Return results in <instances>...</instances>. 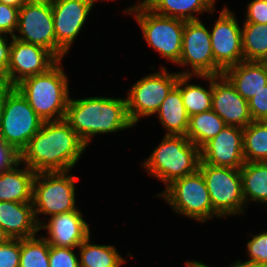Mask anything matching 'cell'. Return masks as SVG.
Instances as JSON below:
<instances>
[{
  "instance_id": "e575fe53",
  "label": "cell",
  "mask_w": 267,
  "mask_h": 267,
  "mask_svg": "<svg viewBox=\"0 0 267 267\" xmlns=\"http://www.w3.org/2000/svg\"><path fill=\"white\" fill-rule=\"evenodd\" d=\"M253 121H267V85L248 100Z\"/></svg>"
},
{
  "instance_id": "603a6c76",
  "label": "cell",
  "mask_w": 267,
  "mask_h": 267,
  "mask_svg": "<svg viewBox=\"0 0 267 267\" xmlns=\"http://www.w3.org/2000/svg\"><path fill=\"white\" fill-rule=\"evenodd\" d=\"M163 126L165 135L186 136L189 116L182 101L181 91L175 86L155 113Z\"/></svg>"
},
{
  "instance_id": "f6af8a7d",
  "label": "cell",
  "mask_w": 267,
  "mask_h": 267,
  "mask_svg": "<svg viewBox=\"0 0 267 267\" xmlns=\"http://www.w3.org/2000/svg\"><path fill=\"white\" fill-rule=\"evenodd\" d=\"M9 239V236L0 227V245L6 243Z\"/></svg>"
},
{
  "instance_id": "484cf974",
  "label": "cell",
  "mask_w": 267,
  "mask_h": 267,
  "mask_svg": "<svg viewBox=\"0 0 267 267\" xmlns=\"http://www.w3.org/2000/svg\"><path fill=\"white\" fill-rule=\"evenodd\" d=\"M90 237L77 248L80 267H122L127 262L116 246L93 244Z\"/></svg>"
},
{
  "instance_id": "74e56055",
  "label": "cell",
  "mask_w": 267,
  "mask_h": 267,
  "mask_svg": "<svg viewBox=\"0 0 267 267\" xmlns=\"http://www.w3.org/2000/svg\"><path fill=\"white\" fill-rule=\"evenodd\" d=\"M18 160V154L0 139V172Z\"/></svg>"
},
{
  "instance_id": "e0dca14e",
  "label": "cell",
  "mask_w": 267,
  "mask_h": 267,
  "mask_svg": "<svg viewBox=\"0 0 267 267\" xmlns=\"http://www.w3.org/2000/svg\"><path fill=\"white\" fill-rule=\"evenodd\" d=\"M90 229L80 208L52 215L39 225V231L46 230L47 236H41L50 245L69 248H78L91 234Z\"/></svg>"
},
{
  "instance_id": "b9f144b4",
  "label": "cell",
  "mask_w": 267,
  "mask_h": 267,
  "mask_svg": "<svg viewBox=\"0 0 267 267\" xmlns=\"http://www.w3.org/2000/svg\"><path fill=\"white\" fill-rule=\"evenodd\" d=\"M0 3H4L6 5L20 9L25 3H27V0H0Z\"/></svg>"
},
{
  "instance_id": "7c38bea8",
  "label": "cell",
  "mask_w": 267,
  "mask_h": 267,
  "mask_svg": "<svg viewBox=\"0 0 267 267\" xmlns=\"http://www.w3.org/2000/svg\"><path fill=\"white\" fill-rule=\"evenodd\" d=\"M97 1L102 0H57L52 5L58 60H64L73 47Z\"/></svg>"
},
{
  "instance_id": "d590c367",
  "label": "cell",
  "mask_w": 267,
  "mask_h": 267,
  "mask_svg": "<svg viewBox=\"0 0 267 267\" xmlns=\"http://www.w3.org/2000/svg\"><path fill=\"white\" fill-rule=\"evenodd\" d=\"M245 9L243 22L267 24V0H251Z\"/></svg>"
},
{
  "instance_id": "cb8c5ba5",
  "label": "cell",
  "mask_w": 267,
  "mask_h": 267,
  "mask_svg": "<svg viewBox=\"0 0 267 267\" xmlns=\"http://www.w3.org/2000/svg\"><path fill=\"white\" fill-rule=\"evenodd\" d=\"M194 77L206 80L208 87L194 82L190 84L189 81ZM176 87L181 91L182 101L189 117L212 109V76L179 75Z\"/></svg>"
},
{
  "instance_id": "9a60e30c",
  "label": "cell",
  "mask_w": 267,
  "mask_h": 267,
  "mask_svg": "<svg viewBox=\"0 0 267 267\" xmlns=\"http://www.w3.org/2000/svg\"><path fill=\"white\" fill-rule=\"evenodd\" d=\"M13 37L43 47L56 57L52 6L25 3L19 9L18 27Z\"/></svg>"
},
{
  "instance_id": "d6986e66",
  "label": "cell",
  "mask_w": 267,
  "mask_h": 267,
  "mask_svg": "<svg viewBox=\"0 0 267 267\" xmlns=\"http://www.w3.org/2000/svg\"><path fill=\"white\" fill-rule=\"evenodd\" d=\"M0 227L10 239L31 238L38 235L33 203L0 202Z\"/></svg>"
},
{
  "instance_id": "6da1fadb",
  "label": "cell",
  "mask_w": 267,
  "mask_h": 267,
  "mask_svg": "<svg viewBox=\"0 0 267 267\" xmlns=\"http://www.w3.org/2000/svg\"><path fill=\"white\" fill-rule=\"evenodd\" d=\"M87 147L65 119L44 121L18 159L36 174L69 171L75 168Z\"/></svg>"
},
{
  "instance_id": "2e32d148",
  "label": "cell",
  "mask_w": 267,
  "mask_h": 267,
  "mask_svg": "<svg viewBox=\"0 0 267 267\" xmlns=\"http://www.w3.org/2000/svg\"><path fill=\"white\" fill-rule=\"evenodd\" d=\"M200 162L240 169L245 163L243 128L226 125L200 148Z\"/></svg>"
},
{
  "instance_id": "f35d334b",
  "label": "cell",
  "mask_w": 267,
  "mask_h": 267,
  "mask_svg": "<svg viewBox=\"0 0 267 267\" xmlns=\"http://www.w3.org/2000/svg\"><path fill=\"white\" fill-rule=\"evenodd\" d=\"M15 87L9 85L7 82L0 80V125L4 112V104L7 98V95L14 89Z\"/></svg>"
},
{
  "instance_id": "5b68a950",
  "label": "cell",
  "mask_w": 267,
  "mask_h": 267,
  "mask_svg": "<svg viewBox=\"0 0 267 267\" xmlns=\"http://www.w3.org/2000/svg\"><path fill=\"white\" fill-rule=\"evenodd\" d=\"M163 198L174 213L205 224L213 218L222 219L214 210L202 173H195L175 179L163 191L156 193Z\"/></svg>"
},
{
  "instance_id": "7a4b0ae2",
  "label": "cell",
  "mask_w": 267,
  "mask_h": 267,
  "mask_svg": "<svg viewBox=\"0 0 267 267\" xmlns=\"http://www.w3.org/2000/svg\"><path fill=\"white\" fill-rule=\"evenodd\" d=\"M65 120L88 146L98 134H115L135 126L129 118L125 96L70 97Z\"/></svg>"
},
{
  "instance_id": "f546056e",
  "label": "cell",
  "mask_w": 267,
  "mask_h": 267,
  "mask_svg": "<svg viewBox=\"0 0 267 267\" xmlns=\"http://www.w3.org/2000/svg\"><path fill=\"white\" fill-rule=\"evenodd\" d=\"M49 249L40 234L21 239L20 267H49Z\"/></svg>"
},
{
  "instance_id": "f1b7e54d",
  "label": "cell",
  "mask_w": 267,
  "mask_h": 267,
  "mask_svg": "<svg viewBox=\"0 0 267 267\" xmlns=\"http://www.w3.org/2000/svg\"><path fill=\"white\" fill-rule=\"evenodd\" d=\"M244 60L267 61V24L242 23Z\"/></svg>"
},
{
  "instance_id": "7bdbcfd3",
  "label": "cell",
  "mask_w": 267,
  "mask_h": 267,
  "mask_svg": "<svg viewBox=\"0 0 267 267\" xmlns=\"http://www.w3.org/2000/svg\"><path fill=\"white\" fill-rule=\"evenodd\" d=\"M185 267H209L208 265L202 263L201 261L188 260L185 261Z\"/></svg>"
},
{
  "instance_id": "5bb4252c",
  "label": "cell",
  "mask_w": 267,
  "mask_h": 267,
  "mask_svg": "<svg viewBox=\"0 0 267 267\" xmlns=\"http://www.w3.org/2000/svg\"><path fill=\"white\" fill-rule=\"evenodd\" d=\"M58 61L49 50L12 37L8 69L1 80L15 87L27 77L45 73Z\"/></svg>"
},
{
  "instance_id": "7402d4cb",
  "label": "cell",
  "mask_w": 267,
  "mask_h": 267,
  "mask_svg": "<svg viewBox=\"0 0 267 267\" xmlns=\"http://www.w3.org/2000/svg\"><path fill=\"white\" fill-rule=\"evenodd\" d=\"M216 0H153L148 7L154 13L184 21L201 20L197 15L214 14Z\"/></svg>"
},
{
  "instance_id": "d4e9b609",
  "label": "cell",
  "mask_w": 267,
  "mask_h": 267,
  "mask_svg": "<svg viewBox=\"0 0 267 267\" xmlns=\"http://www.w3.org/2000/svg\"><path fill=\"white\" fill-rule=\"evenodd\" d=\"M240 174L246 208L250 202L267 208V162H245Z\"/></svg>"
},
{
  "instance_id": "3957f363",
  "label": "cell",
  "mask_w": 267,
  "mask_h": 267,
  "mask_svg": "<svg viewBox=\"0 0 267 267\" xmlns=\"http://www.w3.org/2000/svg\"><path fill=\"white\" fill-rule=\"evenodd\" d=\"M59 60L48 71L23 79L15 87L43 121L65 119L70 98L69 78Z\"/></svg>"
},
{
  "instance_id": "ee69618b",
  "label": "cell",
  "mask_w": 267,
  "mask_h": 267,
  "mask_svg": "<svg viewBox=\"0 0 267 267\" xmlns=\"http://www.w3.org/2000/svg\"><path fill=\"white\" fill-rule=\"evenodd\" d=\"M57 0H27L28 3L32 4H46V5H53Z\"/></svg>"
},
{
  "instance_id": "52a82bcc",
  "label": "cell",
  "mask_w": 267,
  "mask_h": 267,
  "mask_svg": "<svg viewBox=\"0 0 267 267\" xmlns=\"http://www.w3.org/2000/svg\"><path fill=\"white\" fill-rule=\"evenodd\" d=\"M128 14L134 15L145 42L167 62L177 66L182 52L185 21L158 15L148 7L132 10Z\"/></svg>"
},
{
  "instance_id": "8fae6325",
  "label": "cell",
  "mask_w": 267,
  "mask_h": 267,
  "mask_svg": "<svg viewBox=\"0 0 267 267\" xmlns=\"http://www.w3.org/2000/svg\"><path fill=\"white\" fill-rule=\"evenodd\" d=\"M207 27L201 20L185 21L182 52L177 64L183 68V71L178 72L180 75H223L224 71L215 63L211 36Z\"/></svg>"
},
{
  "instance_id": "1f68e13d",
  "label": "cell",
  "mask_w": 267,
  "mask_h": 267,
  "mask_svg": "<svg viewBox=\"0 0 267 267\" xmlns=\"http://www.w3.org/2000/svg\"><path fill=\"white\" fill-rule=\"evenodd\" d=\"M253 236L248 239L246 245V254L249 261H256L267 264V230L261 231L259 234L247 233Z\"/></svg>"
},
{
  "instance_id": "30bf717a",
  "label": "cell",
  "mask_w": 267,
  "mask_h": 267,
  "mask_svg": "<svg viewBox=\"0 0 267 267\" xmlns=\"http://www.w3.org/2000/svg\"><path fill=\"white\" fill-rule=\"evenodd\" d=\"M43 120L15 87L4 104L0 125V139L18 155L40 130Z\"/></svg>"
},
{
  "instance_id": "60d3db41",
  "label": "cell",
  "mask_w": 267,
  "mask_h": 267,
  "mask_svg": "<svg viewBox=\"0 0 267 267\" xmlns=\"http://www.w3.org/2000/svg\"><path fill=\"white\" fill-rule=\"evenodd\" d=\"M103 1V0H102ZM105 1V0H104ZM107 1H113V0H107ZM136 4H132L129 7H127L125 10H123L124 14L129 13L132 10L138 9V8H147L151 5L153 0H137Z\"/></svg>"
},
{
  "instance_id": "277c9868",
  "label": "cell",
  "mask_w": 267,
  "mask_h": 267,
  "mask_svg": "<svg viewBox=\"0 0 267 267\" xmlns=\"http://www.w3.org/2000/svg\"><path fill=\"white\" fill-rule=\"evenodd\" d=\"M200 149L183 135H165L142 162L147 174L165 185L195 173L199 168Z\"/></svg>"
},
{
  "instance_id": "83f0119b",
  "label": "cell",
  "mask_w": 267,
  "mask_h": 267,
  "mask_svg": "<svg viewBox=\"0 0 267 267\" xmlns=\"http://www.w3.org/2000/svg\"><path fill=\"white\" fill-rule=\"evenodd\" d=\"M245 162H267V121H252L243 128Z\"/></svg>"
},
{
  "instance_id": "8992f818",
  "label": "cell",
  "mask_w": 267,
  "mask_h": 267,
  "mask_svg": "<svg viewBox=\"0 0 267 267\" xmlns=\"http://www.w3.org/2000/svg\"><path fill=\"white\" fill-rule=\"evenodd\" d=\"M72 171L42 172L35 174L33 180L32 203L36 222L52 215L79 209L76 206V180ZM42 214V215H41ZM40 216H43L41 219Z\"/></svg>"
},
{
  "instance_id": "8d00e7d4",
  "label": "cell",
  "mask_w": 267,
  "mask_h": 267,
  "mask_svg": "<svg viewBox=\"0 0 267 267\" xmlns=\"http://www.w3.org/2000/svg\"><path fill=\"white\" fill-rule=\"evenodd\" d=\"M12 37L0 34V80L6 75L9 64Z\"/></svg>"
},
{
  "instance_id": "4fadbf2b",
  "label": "cell",
  "mask_w": 267,
  "mask_h": 267,
  "mask_svg": "<svg viewBox=\"0 0 267 267\" xmlns=\"http://www.w3.org/2000/svg\"><path fill=\"white\" fill-rule=\"evenodd\" d=\"M236 14L224 6L211 27V46L215 63L225 71L244 60L242 25Z\"/></svg>"
},
{
  "instance_id": "d6a6232c",
  "label": "cell",
  "mask_w": 267,
  "mask_h": 267,
  "mask_svg": "<svg viewBox=\"0 0 267 267\" xmlns=\"http://www.w3.org/2000/svg\"><path fill=\"white\" fill-rule=\"evenodd\" d=\"M21 239H9L0 245V267H20Z\"/></svg>"
},
{
  "instance_id": "44dd1931",
  "label": "cell",
  "mask_w": 267,
  "mask_h": 267,
  "mask_svg": "<svg viewBox=\"0 0 267 267\" xmlns=\"http://www.w3.org/2000/svg\"><path fill=\"white\" fill-rule=\"evenodd\" d=\"M223 75L236 91L249 100L267 85V64L265 61H246L227 68Z\"/></svg>"
},
{
  "instance_id": "ba28073f",
  "label": "cell",
  "mask_w": 267,
  "mask_h": 267,
  "mask_svg": "<svg viewBox=\"0 0 267 267\" xmlns=\"http://www.w3.org/2000/svg\"><path fill=\"white\" fill-rule=\"evenodd\" d=\"M213 210L221 217L240 216L246 212L240 169L199 163Z\"/></svg>"
},
{
  "instance_id": "ffe728a7",
  "label": "cell",
  "mask_w": 267,
  "mask_h": 267,
  "mask_svg": "<svg viewBox=\"0 0 267 267\" xmlns=\"http://www.w3.org/2000/svg\"><path fill=\"white\" fill-rule=\"evenodd\" d=\"M18 159L0 172V202L32 203L35 172Z\"/></svg>"
},
{
  "instance_id": "836d02e7",
  "label": "cell",
  "mask_w": 267,
  "mask_h": 267,
  "mask_svg": "<svg viewBox=\"0 0 267 267\" xmlns=\"http://www.w3.org/2000/svg\"><path fill=\"white\" fill-rule=\"evenodd\" d=\"M19 8L0 3V34L13 37L18 27Z\"/></svg>"
},
{
  "instance_id": "9c48e42d",
  "label": "cell",
  "mask_w": 267,
  "mask_h": 267,
  "mask_svg": "<svg viewBox=\"0 0 267 267\" xmlns=\"http://www.w3.org/2000/svg\"><path fill=\"white\" fill-rule=\"evenodd\" d=\"M166 66L136 81L126 94L127 111L136 126L141 118L155 116L169 92L176 86L179 73L169 72Z\"/></svg>"
},
{
  "instance_id": "ac0fdd59",
  "label": "cell",
  "mask_w": 267,
  "mask_h": 267,
  "mask_svg": "<svg viewBox=\"0 0 267 267\" xmlns=\"http://www.w3.org/2000/svg\"><path fill=\"white\" fill-rule=\"evenodd\" d=\"M212 110L226 125L245 128L253 120L245 100L224 76H212Z\"/></svg>"
},
{
  "instance_id": "4dcf8cb0",
  "label": "cell",
  "mask_w": 267,
  "mask_h": 267,
  "mask_svg": "<svg viewBox=\"0 0 267 267\" xmlns=\"http://www.w3.org/2000/svg\"><path fill=\"white\" fill-rule=\"evenodd\" d=\"M77 248L57 247L50 245L49 267H80Z\"/></svg>"
},
{
  "instance_id": "ab89813d",
  "label": "cell",
  "mask_w": 267,
  "mask_h": 267,
  "mask_svg": "<svg viewBox=\"0 0 267 267\" xmlns=\"http://www.w3.org/2000/svg\"><path fill=\"white\" fill-rule=\"evenodd\" d=\"M228 267H267V264L256 262V261H241L239 259L235 260V262Z\"/></svg>"
},
{
  "instance_id": "4316f807",
  "label": "cell",
  "mask_w": 267,
  "mask_h": 267,
  "mask_svg": "<svg viewBox=\"0 0 267 267\" xmlns=\"http://www.w3.org/2000/svg\"><path fill=\"white\" fill-rule=\"evenodd\" d=\"M225 126L224 120L211 109L189 117L186 137L200 149Z\"/></svg>"
}]
</instances>
